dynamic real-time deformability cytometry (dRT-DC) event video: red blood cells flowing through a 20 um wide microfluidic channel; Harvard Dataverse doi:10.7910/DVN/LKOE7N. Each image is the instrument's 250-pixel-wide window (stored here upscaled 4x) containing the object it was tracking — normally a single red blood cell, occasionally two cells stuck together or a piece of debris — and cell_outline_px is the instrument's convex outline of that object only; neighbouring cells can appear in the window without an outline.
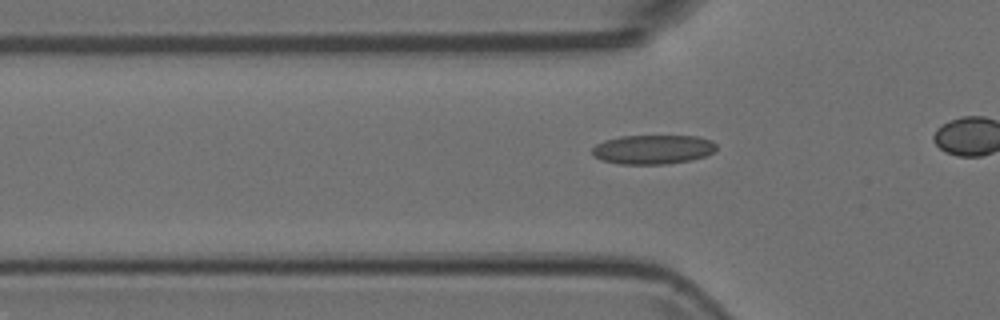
{"species": "Egyptian fruit bat (a non-hibernating species)", "species_latin": "Rousettus aegyptiacus", "temperature_condition": "room temperature", "stored_images_in_passage": 39, "camera_frame_rate_fps": 3000, "um_per_image_px": 0.085, "animal": {"sex": "female"}, "frame": {"image": 1, "passage_image": 14, "time_ms": 4.333, "image_size_px": [1000, 320], "cell_outline_px": [[716, 148], [712, 152], [704, 156], [688, 160], [668, 164], [620, 164], [600, 160], [592, 156], [592, 148], [596, 144], [604, 140], [620, 136], [696, 136], [712, 140], [716, 144]], "centroid_in_image_um": [55.45, 12.7], "position_along_channel_um": 70.4, "area_um2": 21.21}}
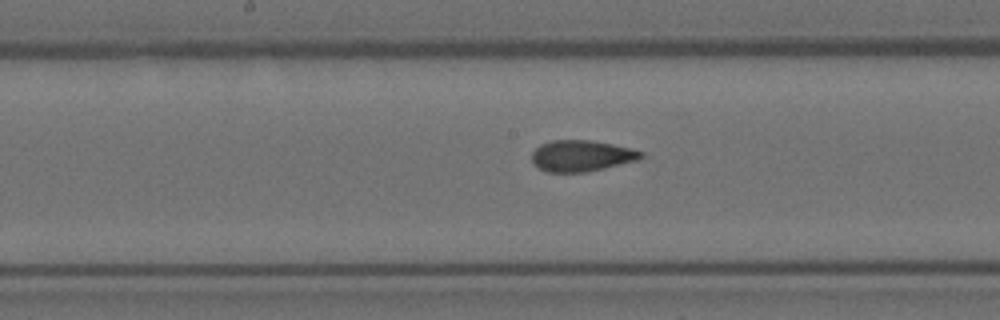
{"frame": {"image": 2, "passage_image": 24, "time_ms": 7.667, "image_size_px": [1000, 320], "cell_outline_px": [[644, 152], [636, 160], [604, 168], [584, 172], [548, 172], [532, 164], [532, 152], [540, 144], [552, 140], [588, 140], [612, 144], [632, 148]], "centroid_in_image_um": [49.38, 13.24], "position_along_channel_um": 198.8, "area_um2": 19.65}}
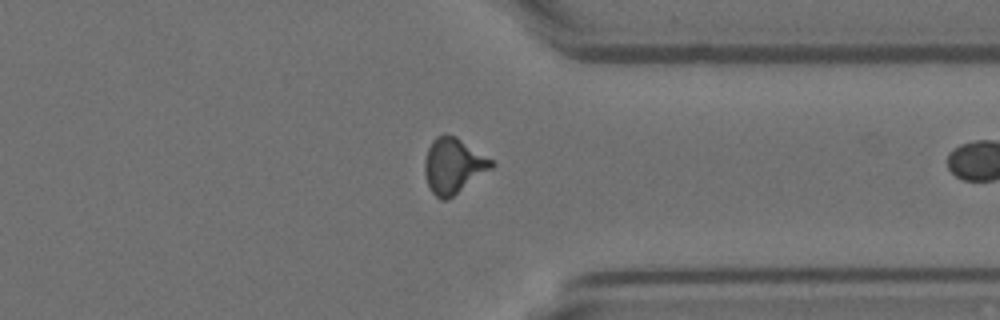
{"frame": {"image": 3, "passage_image": 38, "time_ms": 12.333, "image_size_px": [1000, 320], "cell_outline_px": [[496, 164], [492, 168], [452, 196], [444, 200], [440, 200], [432, 192], [428, 184], [424, 172], [424, 160], [428, 148], [432, 140], [436, 136], [444, 132], [456, 136], [492, 160]], "centroid_in_image_um": [38.51, 14.05], "position_along_channel_um": 372.9, "area_um2": 21.39}}